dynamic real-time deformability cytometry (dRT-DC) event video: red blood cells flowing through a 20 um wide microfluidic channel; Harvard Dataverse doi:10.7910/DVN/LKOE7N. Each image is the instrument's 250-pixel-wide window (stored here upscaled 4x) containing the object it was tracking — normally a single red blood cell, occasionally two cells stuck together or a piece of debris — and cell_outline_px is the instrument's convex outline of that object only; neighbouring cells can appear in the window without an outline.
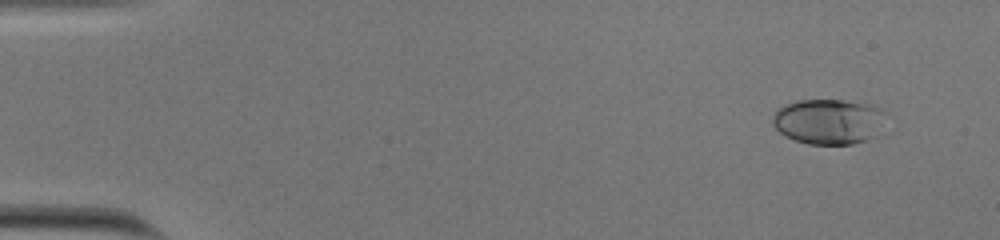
{"species": "human", "species_latin": "Homo sapiens", "temperature_condition": "cold", "stored_images_in_passage": 2, "camera_frame_rate_fps": 3000, "um_per_image_px": 0.085, "donor": {"sex": "male"}, "frame": {"image": 1, "passage_image": 2, "time_ms": 0.333, "image_size_px": [1000, 240], "cell_outline_px": [[856, 140], [844, 144], [816, 144], [800, 140], [788, 136], [776, 124], [776, 116], [784, 108], [792, 104], [808, 100], [832, 100], [848, 104]], "centroid_in_image_um": [69.51, 10.38], "position_along_channel_um": 15.5, "area_um2": 20.52}}